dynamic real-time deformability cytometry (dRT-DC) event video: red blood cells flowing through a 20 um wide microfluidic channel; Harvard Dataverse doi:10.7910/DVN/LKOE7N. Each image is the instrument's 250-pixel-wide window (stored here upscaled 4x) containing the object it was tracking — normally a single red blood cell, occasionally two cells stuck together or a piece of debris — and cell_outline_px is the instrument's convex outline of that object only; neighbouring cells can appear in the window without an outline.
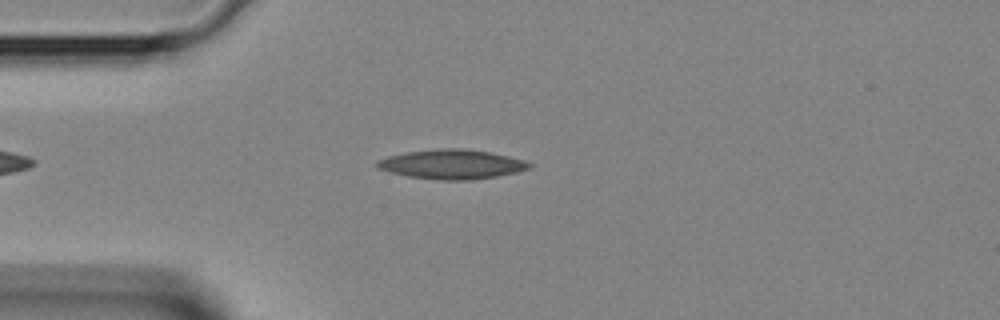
{"species": "Egyptian fruit bat (a non-hibernating species)", "species_latin": "Rousettus aegyptiacus", "temperature_condition": "room temperature", "stored_images_in_passage": 1, "camera_frame_rate_fps": 3000, "um_per_image_px": 0.085, "animal": {"sex": "female"}, "frame": {"image": 1, "passage_image": 1, "time_ms": 0.0, "image_size_px": [1000, 320], "cell_outline_px": [[532, 168], [516, 172], [496, 176], [472, 180], [440, 180], [408, 176], [388, 172], [376, 168], [376, 160], [388, 156], [408, 152], [436, 148], [464, 148], [492, 152], [524, 160], [532, 164]], "centroid_in_image_um": [38.4, 13.96], "position_along_channel_um": 46.6, "area_um2": 26.3}}